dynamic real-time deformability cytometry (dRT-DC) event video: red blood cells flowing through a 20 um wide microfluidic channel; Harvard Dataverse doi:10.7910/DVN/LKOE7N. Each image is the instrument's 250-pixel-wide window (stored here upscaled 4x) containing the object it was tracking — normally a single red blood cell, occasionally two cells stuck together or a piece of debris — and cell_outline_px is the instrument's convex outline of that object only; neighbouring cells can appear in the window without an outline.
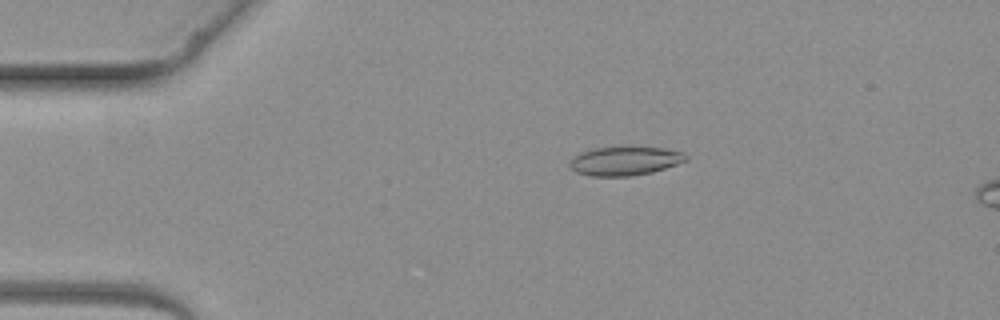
{"species": "common noctule bat (a hibernating species)", "species_latin": "Nyctalus noctula", "temperature_condition": "warm", "stored_images_in_passage": 2, "camera_frame_rate_fps": 3000, "um_per_image_px": 0.085, "animal": {"sex": "female", "body_mass_g": 19.3, "forearm_length_mm": 54.1}, "frame": {"image": 1, "passage_image": 1, "time_ms": 0.0, "image_size_px": [1000, 320], "cell_outline_px": [[688, 160], [652, 172], [632, 176], [592, 176], [576, 172], [568, 164], [572, 156], [580, 152], [596, 148], [664, 148], [684, 152], [688, 156]], "centroid_in_image_um": [53.1, 13.69], "position_along_channel_um": 31.9, "area_um2": 19.31}}